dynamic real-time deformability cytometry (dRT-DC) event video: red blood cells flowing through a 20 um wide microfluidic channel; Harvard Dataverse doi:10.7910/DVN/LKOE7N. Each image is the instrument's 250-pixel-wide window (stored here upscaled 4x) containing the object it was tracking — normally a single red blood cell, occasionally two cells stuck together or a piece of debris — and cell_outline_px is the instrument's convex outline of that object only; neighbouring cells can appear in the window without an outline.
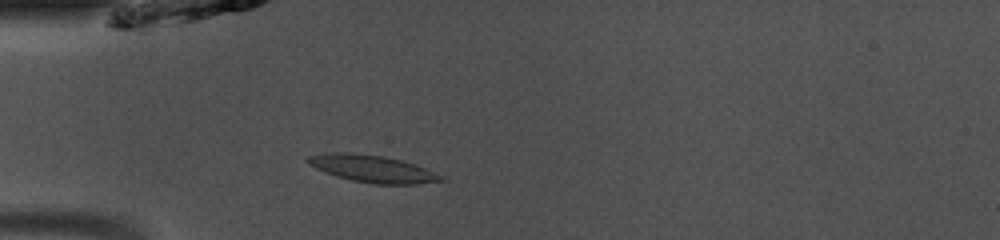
{"species": "common noctule bat (a hibernating species)", "species_latin": "Nyctalus noctula", "temperature_condition": "room temperature", "stored_images_in_passage": 36, "camera_frame_rate_fps": 3000, "um_per_image_px": 0.085, "animal": {"sex": "male", "body_mass_g": 13.0, "forearm_length_mm": 53.1}, "frame": {"image": 1, "passage_image": 1, "time_ms": 0.0, "image_size_px": [1000, 240], "cell_outline_px": [[448, 180], [416, 184], [376, 184], [352, 180], [324, 172], [308, 164], [304, 160], [308, 156], [332, 152], [344, 152], [384, 156], [400, 160], [424, 168], [444, 176]], "centroid_in_image_um": [31.65, 14.34], "position_along_channel_um": 53.4, "area_um2": 20.87}}
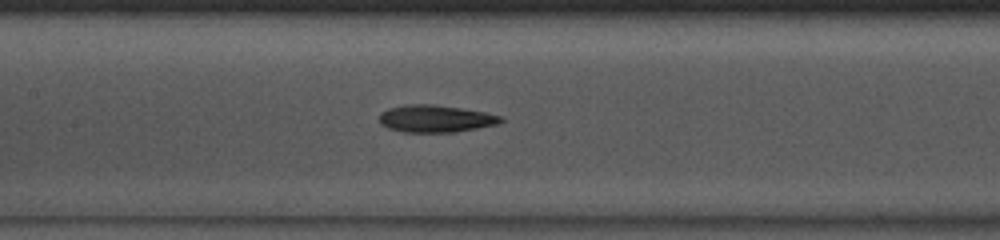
{"frame": {"image": 2, "passage_image": 10, "time_ms": 3.0, "image_size_px": [1000, 240], "cell_outline_px": [[504, 120], [496, 124], [456, 132], [404, 132], [388, 128], [380, 124], [380, 112], [388, 108], [404, 104], [432, 104], [460, 108], [484, 112], [504, 116]], "centroid_in_image_um": [37.0, 10.08], "position_along_channel_um": 170.4, "area_um2": 19.31}}
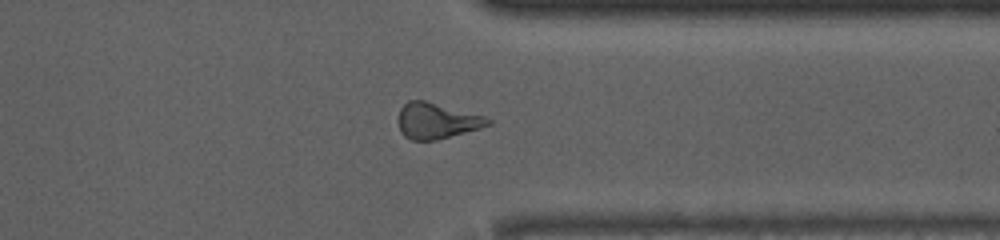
{"frame": {"image": 3, "passage_image": 25, "time_ms": 8.0, "image_size_px": [1000, 240], "cell_outline_px": [[492, 124], [480, 128], [436, 140], [412, 140], [404, 136], [400, 132], [396, 120], [400, 108], [408, 100], [424, 100], [484, 116], [492, 120]], "centroid_in_image_um": [37.07, 10.27], "position_along_channel_um": 374.3, "area_um2": 18.79}, "authors_computed_cell_mechanics": {"area_um2": 18.9295, "velocity_mm_per_s": 4.108, "shape_relaxation_time_tau1_ms": 2.7796, "shape_relaxation_time_tau2_ms": 4.3312, "deformation_change_tau1": 0.1093, "deformation_change_tau2": 0.1502}}